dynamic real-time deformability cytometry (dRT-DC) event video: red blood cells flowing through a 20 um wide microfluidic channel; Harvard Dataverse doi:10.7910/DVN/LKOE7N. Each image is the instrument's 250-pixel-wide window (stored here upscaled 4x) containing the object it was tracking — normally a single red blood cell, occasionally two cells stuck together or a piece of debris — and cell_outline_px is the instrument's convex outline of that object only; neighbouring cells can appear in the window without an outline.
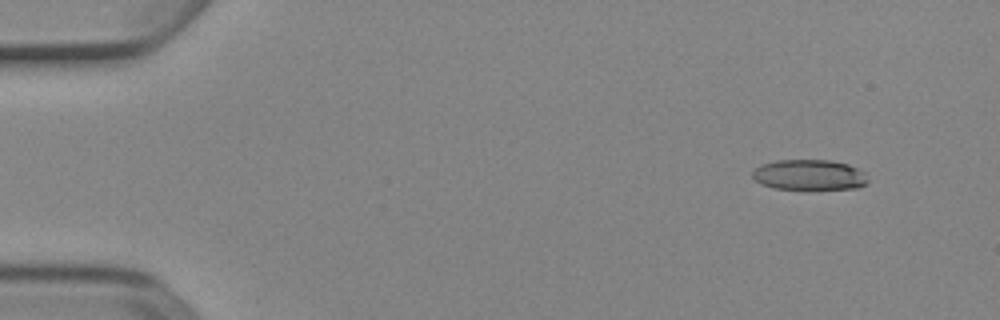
{"species": "Egyptian fruit bat (a non-hibernating species)", "species_latin": "Rousettus aegyptiacus", "temperature_condition": "cold", "stored_images_in_passage": 5, "camera_frame_rate_fps": 3000, "um_per_image_px": 0.085, "animal": {"sex": "female"}, "frame": {"image": 1, "passage_image": 1, "time_ms": 0.0, "image_size_px": [1000, 320], "cell_outline_px": [[868, 180], [860, 188], [772, 188], [760, 184], [752, 176], [752, 172], [760, 164], [776, 160], [832, 160], [848, 164], [864, 172]], "centroid_in_image_um": [68.76, 14.84], "position_along_channel_um": 16.2, "area_um2": 20.29}}